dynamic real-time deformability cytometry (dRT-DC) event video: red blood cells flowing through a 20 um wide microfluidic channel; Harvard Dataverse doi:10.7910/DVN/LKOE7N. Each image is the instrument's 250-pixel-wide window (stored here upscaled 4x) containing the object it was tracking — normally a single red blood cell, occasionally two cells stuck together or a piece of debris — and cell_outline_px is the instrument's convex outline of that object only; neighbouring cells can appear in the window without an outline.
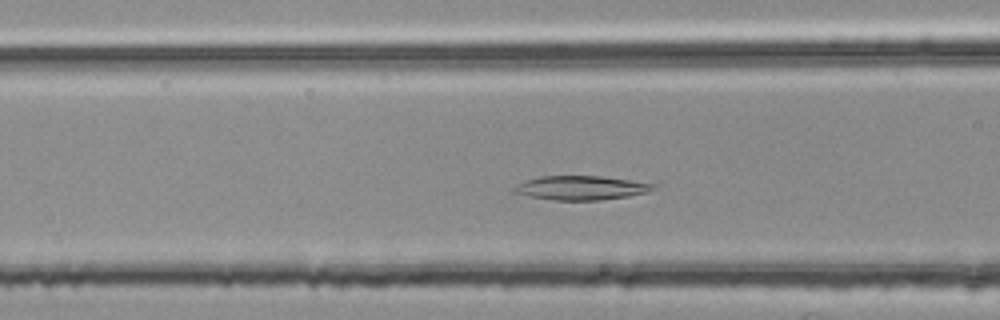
{"species": "common noctule bat (a hibernating species)", "species_latin": "Nyctalus noctula", "temperature_condition": "room temperature", "stored_images_in_passage": 38, "camera_frame_rate_fps": 3000, "um_per_image_px": 0.085, "animal": {"sex": "female", "body_mass_g": 25.1}, "frame": {"image": 1, "passage_image": 9, "time_ms": 2.667, "image_size_px": [1000, 320], "cell_outline_px": [[656, 188], [648, 192], [628, 196], [600, 200], [552, 200], [532, 196], [516, 192], [512, 188], [524, 180], [540, 176], [604, 176], [656, 184]], "centroid_in_image_um": [49.43, 15.96], "position_along_channel_um": 117.2, "area_um2": 19.42}}
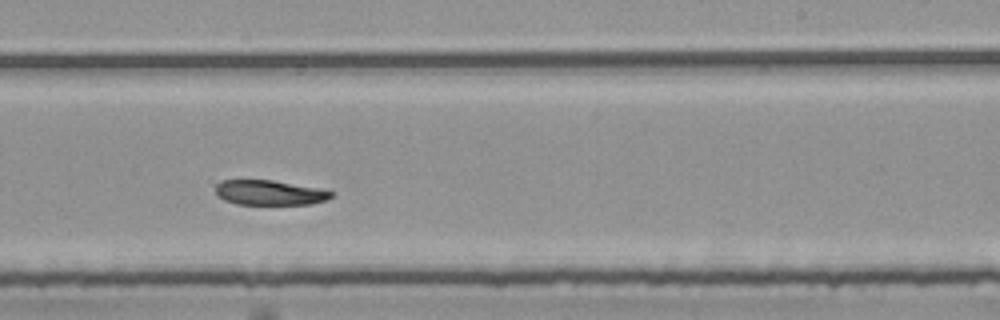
{"frame": {"image": 2, "passage_image": 21, "time_ms": 6.667, "image_size_px": [1000, 320], "cell_outline_px": [[336, 192], [328, 200], [312, 204], [236, 204], [224, 200], [216, 196], [216, 184], [220, 180], [272, 180], [316, 188]], "centroid_in_image_um": [22.9, 16.38], "position_along_channel_um": 266.1, "area_um2": 16.82}}
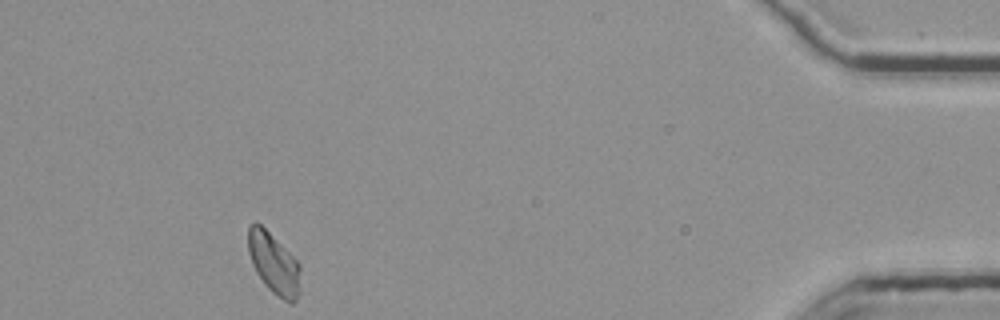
{"frame": {"image": 3, "passage_image": 38, "time_ms": 12.333, "image_size_px": [1000, 320], "cell_outline_px": [[300, 292], [296, 300], [292, 304], [284, 300], [272, 292], [268, 288], [256, 272], [252, 264], [248, 252], [248, 224], [256, 220], [300, 264]], "centroid_in_image_um": [23.26, 22.4], "position_along_channel_um": 411.9, "area_um2": 18.5}}